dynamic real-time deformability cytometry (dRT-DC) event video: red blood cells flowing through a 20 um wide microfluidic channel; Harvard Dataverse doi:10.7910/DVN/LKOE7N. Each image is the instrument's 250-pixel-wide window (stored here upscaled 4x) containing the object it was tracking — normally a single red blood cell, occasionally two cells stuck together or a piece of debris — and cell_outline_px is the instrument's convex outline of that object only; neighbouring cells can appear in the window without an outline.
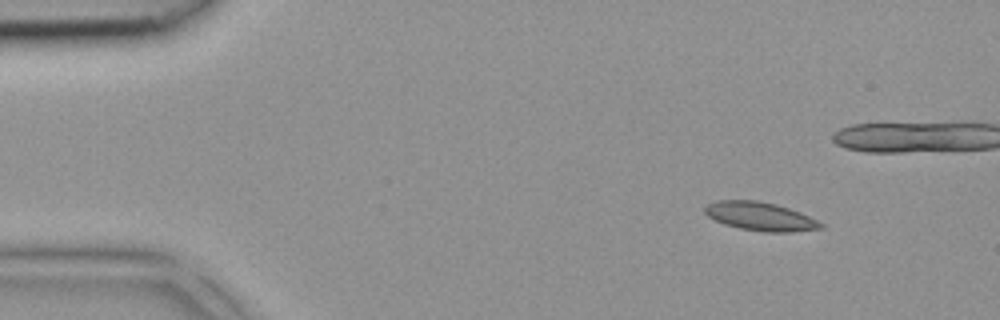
{"species": "common noctule bat (a hibernating species)", "species_latin": "Nyctalus noctula", "temperature_condition": "room temperature", "stored_images_in_passage": 2, "camera_frame_rate_fps": 3000, "um_per_image_px": 0.085, "animal": {"sex": "female", "body_mass_g": 18.4}, "frame": {"image": 1, "passage_image": 1, "time_ms": 0.0, "image_size_px": [1000, 320], "cell_outline_px": [[824, 228], [792, 232], [764, 232], [740, 228], [724, 224], [708, 216], [704, 212], [704, 208], [708, 204], [716, 200], [756, 200], [776, 204], [800, 212], [824, 224]], "centroid_in_image_um": [64.62, 18.39], "position_along_channel_um": 20.4, "area_um2": 19.25}}